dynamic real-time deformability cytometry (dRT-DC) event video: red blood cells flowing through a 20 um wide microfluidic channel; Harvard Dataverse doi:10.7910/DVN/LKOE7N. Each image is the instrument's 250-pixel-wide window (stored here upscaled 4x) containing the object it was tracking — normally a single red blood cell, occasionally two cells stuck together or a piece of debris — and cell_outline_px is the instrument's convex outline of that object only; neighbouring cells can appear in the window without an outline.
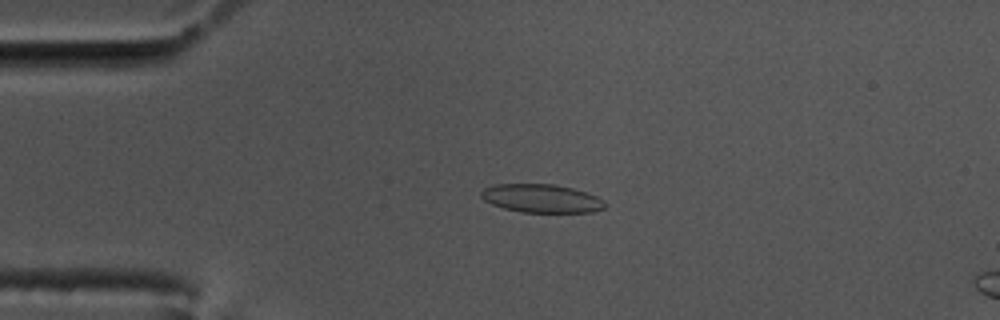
{"species": "common noctule bat (a hibernating species)", "species_latin": "Nyctalus noctula", "temperature_condition": "cold", "stored_images_in_passage": 59, "camera_frame_rate_fps": 3000, "um_per_image_px": 0.085, "animal": {"sex": "male", "body_mass_g": 17.5, "forearm_length_mm": 52.3}, "frame": {"image": 1, "passage_image": 14, "time_ms": 4.333, "image_size_px": [1000, 320], "cell_outline_px": [[608, 204], [604, 208], [592, 212], [520, 212], [504, 208], [492, 204], [484, 200], [480, 196], [480, 192], [484, 188], [496, 184], [556, 184], [572, 188], [596, 196], [604, 200]], "centroid_in_image_um": [46.03, 16.86], "position_along_channel_um": 39.0, "area_um2": 20.52}}
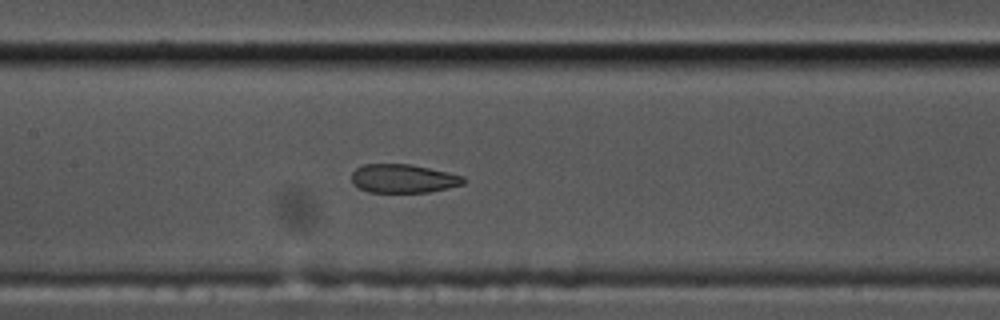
{"frame": {"image": 2, "passage_image": 28, "time_ms": 9.0, "image_size_px": [1000, 320], "cell_outline_px": [[468, 180], [464, 184], [428, 192], [368, 192], [352, 184], [352, 172], [356, 168], [364, 164], [412, 164], [448, 172], [464, 176]], "centroid_in_image_um": [34.29, 15.17], "position_along_channel_um": 173.1, "area_um2": 18.79}}
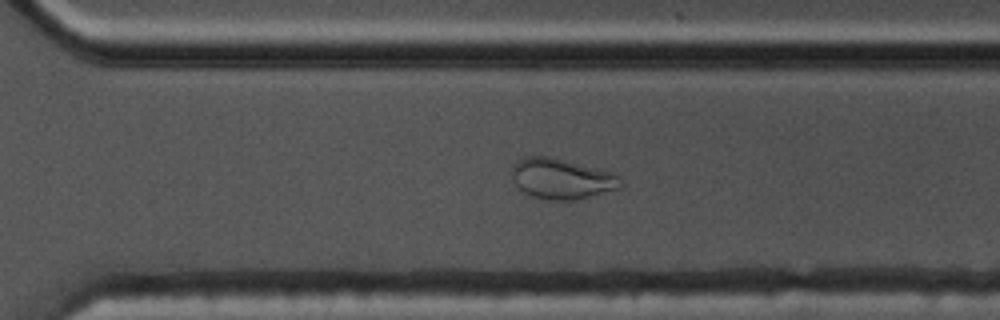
{"frame": {"image": 3, "passage_image": 41, "time_ms": 13.333, "image_size_px": [1000, 320], "cell_outline_px": [[624, 184], [620, 188], [572, 200], [548, 200], [532, 196], [524, 192], [516, 184], [512, 176], [512, 164], [516, 160], [524, 156], [552, 156], [616, 172], [620, 176]], "centroid_in_image_um": [47.77, 15.16], "position_along_channel_um": 322.8, "area_um2": 26.07}, "authors_computed_cell_mechanics": {"area_um2": 20.6924, "velocity_mm_per_s": 3.4604, "shape_relaxation_time_tau1_ms": null, "shape_relaxation_time_tau2_ms": 1.5119, "deformation_change_tau1": null, "deformation_change_tau2": 0.0639}}